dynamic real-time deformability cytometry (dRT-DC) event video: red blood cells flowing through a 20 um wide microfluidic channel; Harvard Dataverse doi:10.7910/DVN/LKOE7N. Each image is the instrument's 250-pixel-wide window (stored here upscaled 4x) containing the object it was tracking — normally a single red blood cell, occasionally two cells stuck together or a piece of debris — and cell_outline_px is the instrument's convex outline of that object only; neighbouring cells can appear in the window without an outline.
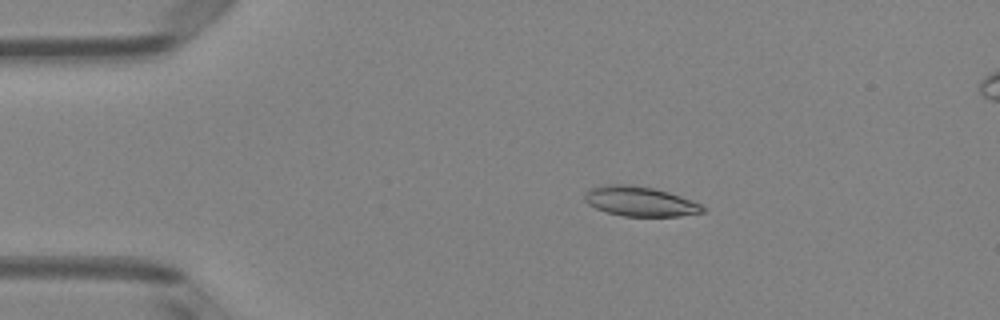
{"species": "Egyptian fruit bat (a non-hibernating species)", "species_latin": "Rousettus aegyptiacus", "temperature_condition": "room temperature", "stored_images_in_passage": 5, "camera_frame_rate_fps": 3000, "um_per_image_px": 0.085, "animal": {"sex": "female"}, "frame": {"image": 1, "passage_image": 2, "time_ms": 0.333, "image_size_px": [1000, 320], "cell_outline_px": [[704, 212], [680, 216], [624, 216], [608, 212], [596, 208], [588, 204], [584, 200], [584, 196], [588, 188], [604, 184], [632, 184], [652, 188], [668, 192], [692, 200], [700, 204], [704, 208]], "centroid_in_image_um": [54.36, 17.1], "position_along_channel_um": 30.6, "area_um2": 20.46}}
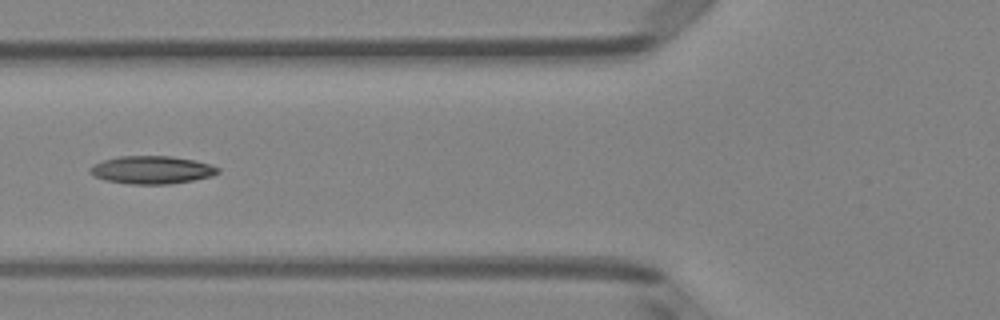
{"frame": {"image": 2, "passage_image": 5, "time_ms": 1.333, "image_size_px": [1000, 320], "cell_outline_px": [[220, 172], [212, 176], [192, 180], [168, 184], [132, 184], [104, 180], [92, 176], [88, 172], [88, 168], [104, 160], [120, 156], [172, 156], [196, 160], [212, 164], [220, 168]], "centroid_in_image_um": [12.92, 14.44], "position_along_channel_um": 112.9, "area_um2": 20.92}}